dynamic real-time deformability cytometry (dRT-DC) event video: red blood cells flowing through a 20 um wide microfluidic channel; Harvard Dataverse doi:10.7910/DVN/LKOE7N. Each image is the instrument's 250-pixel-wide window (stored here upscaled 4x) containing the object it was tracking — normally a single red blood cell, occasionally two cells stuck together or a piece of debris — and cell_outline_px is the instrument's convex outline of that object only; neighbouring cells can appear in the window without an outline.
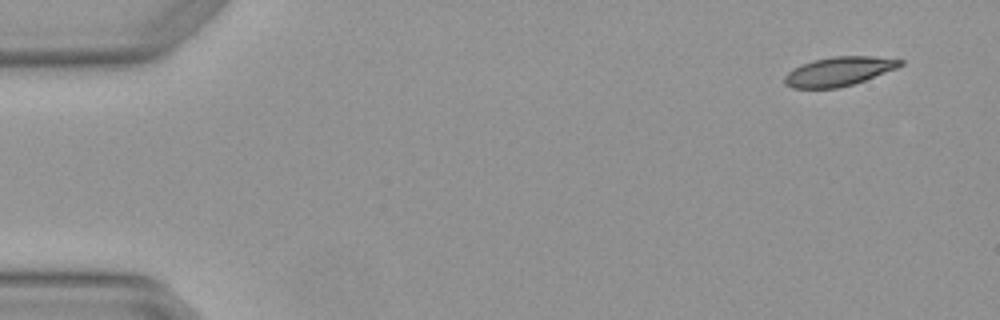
{"species": "Egyptian fruit bat (a non-hibernating species)", "species_latin": "Rousettus aegyptiacus", "temperature_condition": "warm", "stored_images_in_passage": 4, "camera_frame_rate_fps": 3000, "um_per_image_px": 0.085, "animal": {"sex": "female"}, "frame": {"image": 1, "passage_image": 1, "time_ms": 0.0, "image_size_px": [1000, 320], "cell_outline_px": [[904, 64], [896, 68], [864, 80], [840, 88], [792, 88], [784, 84], [784, 76], [792, 68], [800, 64], [812, 60], [832, 56], [872, 56], [904, 60]], "centroid_in_image_um": [71.25, 6.06], "position_along_channel_um": 13.7, "area_um2": 19.65}}
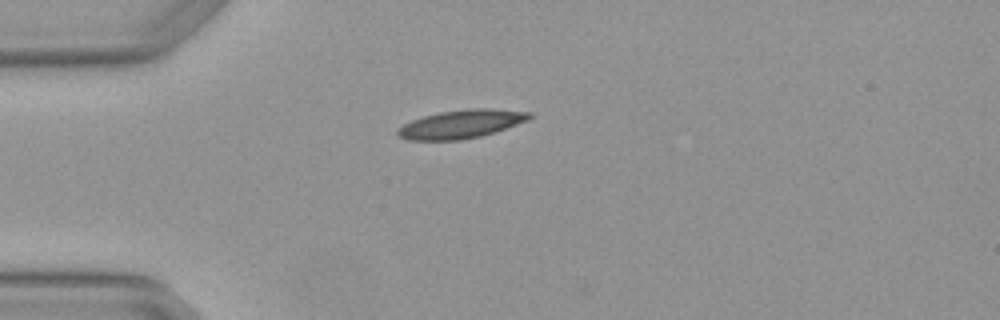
{"frame": {"image": 2, "passage_image": 4, "time_ms": 1.0, "image_size_px": [1000, 320], "cell_outline_px": [[532, 116], [528, 120], [480, 136], [460, 140], [408, 140], [400, 136], [396, 132], [396, 128], [412, 120], [424, 116], [440, 112], [472, 108], [492, 108], [532, 112]], "centroid_in_image_um": [39.18, 10.54], "position_along_channel_um": 45.8, "area_um2": 21.62}}